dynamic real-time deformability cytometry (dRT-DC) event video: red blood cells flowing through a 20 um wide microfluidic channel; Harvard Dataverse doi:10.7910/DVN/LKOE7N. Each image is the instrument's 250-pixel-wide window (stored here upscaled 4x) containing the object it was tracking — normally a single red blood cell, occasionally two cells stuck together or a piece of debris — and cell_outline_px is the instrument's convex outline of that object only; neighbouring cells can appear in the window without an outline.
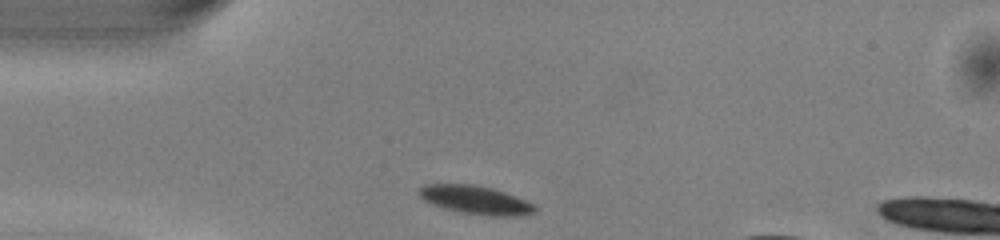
{"species": "common noctule bat (a hibernating species)", "species_latin": "Nyctalus noctula", "temperature_condition": "warm", "stored_images_in_passage": 34, "camera_frame_rate_fps": 3000, "um_per_image_px": 0.085, "animal": {"sex": "male", "body_mass_g": 13.0, "forearm_length_mm": 53.1}, "frame": {"image": 1, "passage_image": 1, "time_ms": 0.0, "image_size_px": [1000, 240], "cell_outline_px": [[536, 212], [516, 216], [488, 216], [460, 212], [444, 208], [432, 204], [424, 200], [416, 192], [424, 184], [476, 184], [492, 188], [504, 192], [524, 200], [532, 204], [536, 208]], "centroid_in_image_um": [40.38, 16.99], "position_along_channel_um": 44.6, "area_um2": 19.13}}
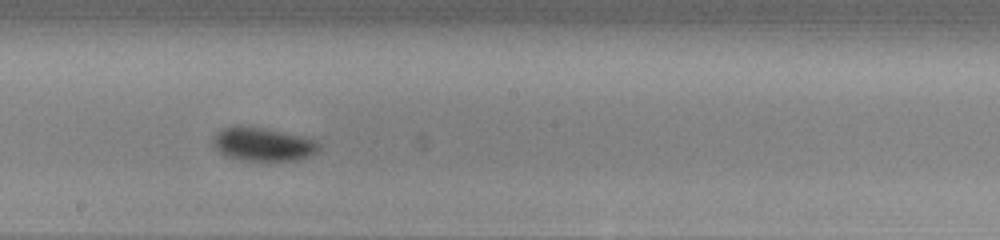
{"frame": {"image": 2, "passage_image": 16, "time_ms": 5.0, "image_size_px": [1000, 240], "cell_outline_px": [[320, 152], [312, 156], [296, 160], [240, 160], [224, 156], [212, 144], [212, 136], [220, 128], [236, 124], [240, 124], [264, 128], [304, 136], [316, 140], [320, 144]], "centroid_in_image_um": [22.33, 12.24], "position_along_channel_um": 225.9, "area_um2": 21.33}}
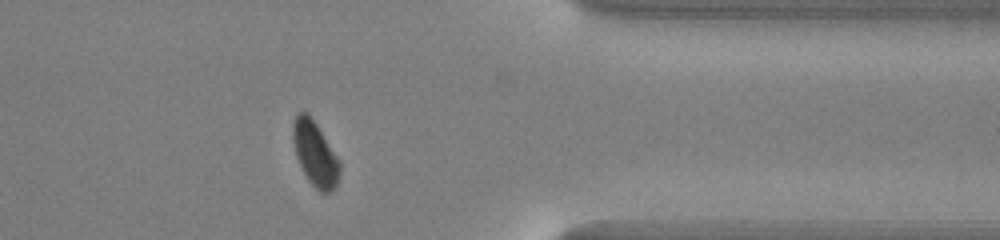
{"frame": {"image": 3, "passage_image": 29, "time_ms": 9.333, "image_size_px": [1000, 240], "cell_outline_px": [[340, 176], [336, 184], [328, 192], [320, 192], [308, 180], [296, 156], [292, 140], [292, 124], [296, 116], [300, 112], [308, 112], [340, 160]], "centroid_in_image_um": [26.77, 13.05], "position_along_channel_um": 384.6, "area_um2": 17.46}}